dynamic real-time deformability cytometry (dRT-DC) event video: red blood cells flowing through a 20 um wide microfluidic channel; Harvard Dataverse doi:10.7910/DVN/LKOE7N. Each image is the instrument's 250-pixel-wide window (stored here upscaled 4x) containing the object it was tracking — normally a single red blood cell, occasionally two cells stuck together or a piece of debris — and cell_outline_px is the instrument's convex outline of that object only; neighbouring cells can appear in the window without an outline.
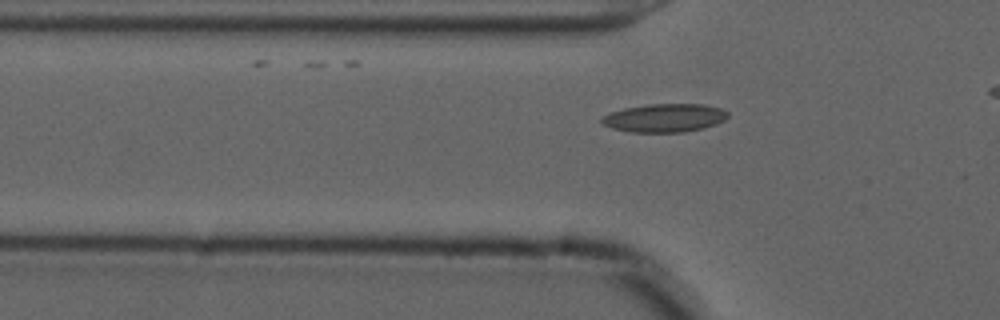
{"species": "common noctule bat (a hibernating species)", "species_latin": "Nyctalus noctula", "temperature_condition": "cold", "stored_images_in_passage": 36, "camera_frame_rate_fps": 3000, "um_per_image_px": 0.085, "animal": {"sex": "male", "forearm_length_mm": 52.5}, "frame": {"image": 1, "passage_image": 8, "time_ms": 2.333, "image_size_px": [1000, 320], "cell_outline_px": [[728, 116], [724, 120], [716, 124], [704, 128], [684, 132], [632, 132], [612, 128], [604, 124], [600, 120], [604, 116], [612, 112], [624, 108], [648, 104], [704, 104], [720, 108], [728, 112]], "centroid_in_image_um": [56.52, 10.02], "position_along_channel_um": 69.3, "area_um2": 20.75}}
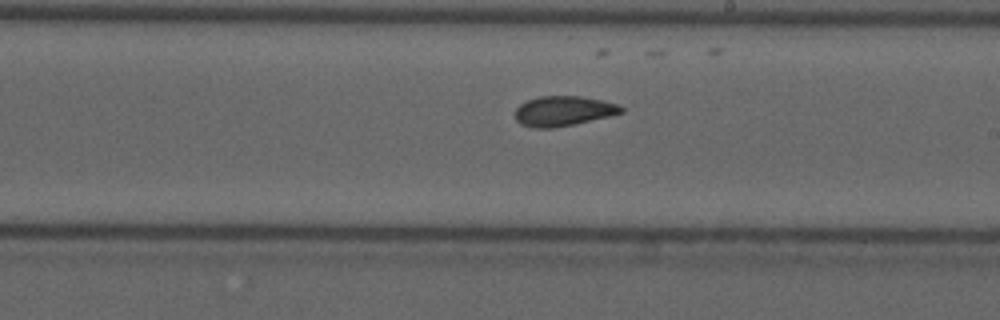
{"frame": {"image": 2, "passage_image": 22, "time_ms": 7.0, "image_size_px": [1000, 320], "cell_outline_px": [[624, 112], [608, 116], [572, 124], [552, 128], [532, 128], [520, 124], [516, 120], [516, 108], [520, 104], [528, 100], [540, 96], [580, 96], [620, 104], [624, 108]], "centroid_in_image_um": [47.88, 9.43], "position_along_channel_um": 241.1, "area_um2": 18.38}}
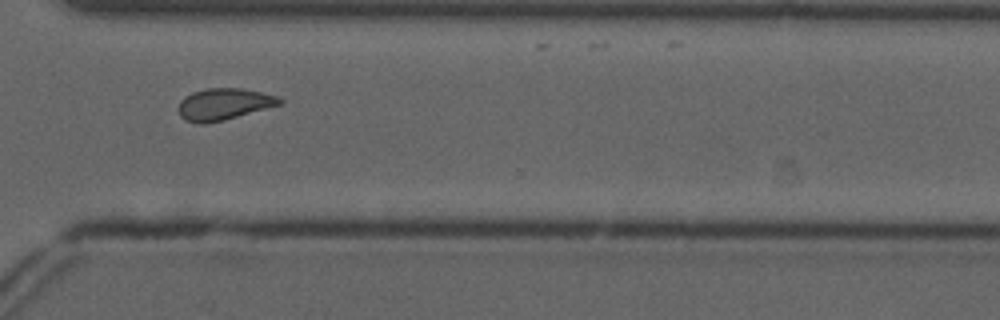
{"frame": {"image": 3, "passage_image": 31, "time_ms": 10.0, "image_size_px": [1000, 320], "cell_outline_px": [[284, 104], [224, 120], [204, 124], [200, 124], [184, 120], [180, 116], [176, 108], [180, 100], [184, 96], [192, 92], [208, 88], [240, 88], [260, 92], [276, 96], [284, 100]], "centroid_in_image_um": [19.0, 8.86], "position_along_channel_um": 351.6, "area_um2": 18.96}}